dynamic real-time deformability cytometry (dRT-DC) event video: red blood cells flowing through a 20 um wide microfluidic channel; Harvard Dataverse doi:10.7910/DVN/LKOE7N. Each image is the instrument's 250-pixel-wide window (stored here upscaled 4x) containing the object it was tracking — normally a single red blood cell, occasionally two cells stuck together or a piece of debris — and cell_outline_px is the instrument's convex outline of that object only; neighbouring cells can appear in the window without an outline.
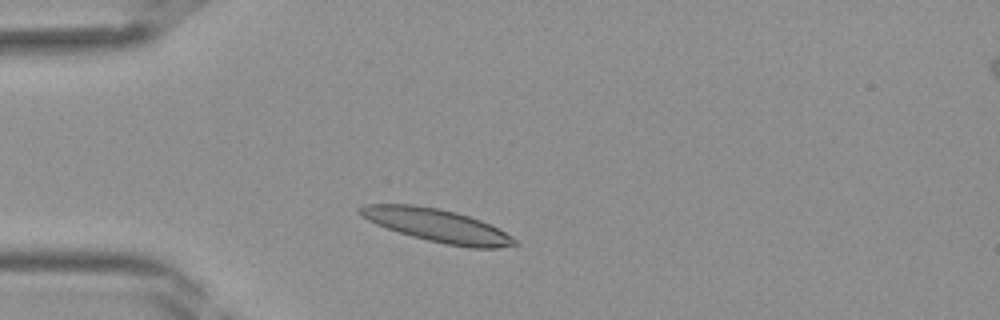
{"species": "Egyptian fruit bat (a non-hibernating species)", "species_latin": "Rousettus aegyptiacus", "temperature_condition": "room temperature", "stored_images_in_passage": 35, "camera_frame_rate_fps": 3000, "um_per_image_px": 0.085, "frame": {"image": 1, "passage_image": 5, "time_ms": 1.333, "image_size_px": [1000, 320], "cell_outline_px": [[516, 244], [500, 248], [472, 248], [448, 244], [428, 240], [412, 236], [376, 224], [360, 216], [356, 208], [364, 204], [412, 204], [436, 208], [456, 212], [480, 220], [512, 236], [516, 240]], "centroid_in_image_um": [37.11, 19.15], "position_along_channel_um": 47.9, "area_um2": 29.36}}
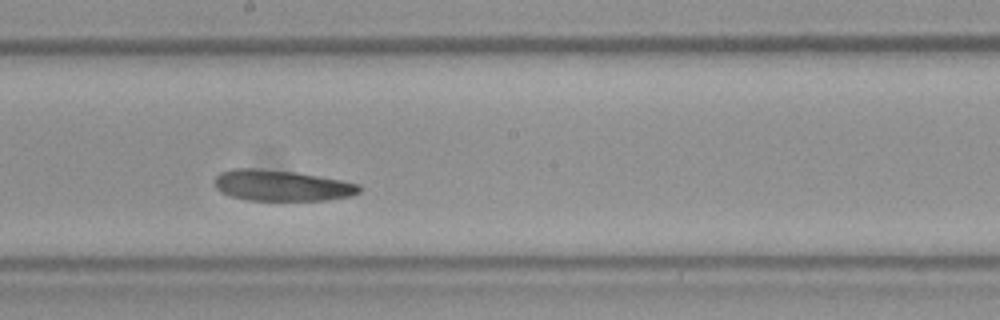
{"frame": {"image": 2, "passage_image": 17, "time_ms": 5.333, "image_size_px": [1000, 320], "cell_outline_px": [[360, 192], [352, 196], [328, 200], [248, 200], [232, 196], [220, 192], [216, 188], [216, 176], [220, 172], [232, 168], [256, 168], [296, 172], [340, 180], [360, 184]], "centroid_in_image_um": [23.94, 15.76], "position_along_channel_um": 224.3, "area_um2": 26.07}}
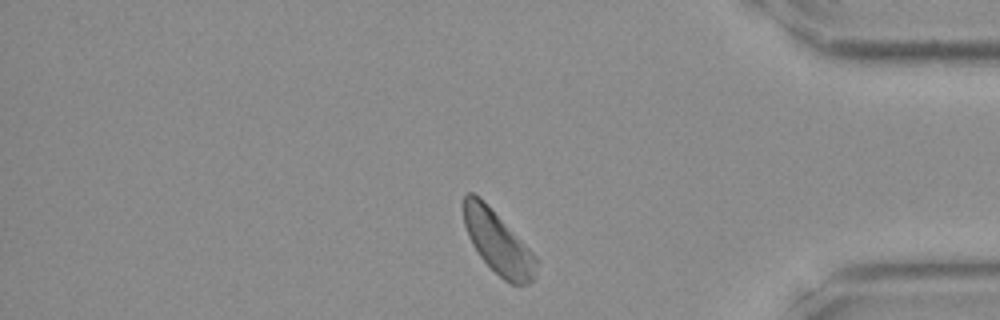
{"frame": {"image": 3, "passage_image": 29, "time_ms": 9.333, "image_size_px": [1000, 320], "cell_outline_px": [[536, 276], [528, 284], [512, 284], [504, 280], [480, 256], [472, 244], [468, 236], [464, 224], [464, 196], [468, 192], [472, 192], [480, 196], [536, 256]], "centroid_in_image_um": [42.31, 20.6], "position_along_channel_um": 392.9, "area_um2": 26.01}}